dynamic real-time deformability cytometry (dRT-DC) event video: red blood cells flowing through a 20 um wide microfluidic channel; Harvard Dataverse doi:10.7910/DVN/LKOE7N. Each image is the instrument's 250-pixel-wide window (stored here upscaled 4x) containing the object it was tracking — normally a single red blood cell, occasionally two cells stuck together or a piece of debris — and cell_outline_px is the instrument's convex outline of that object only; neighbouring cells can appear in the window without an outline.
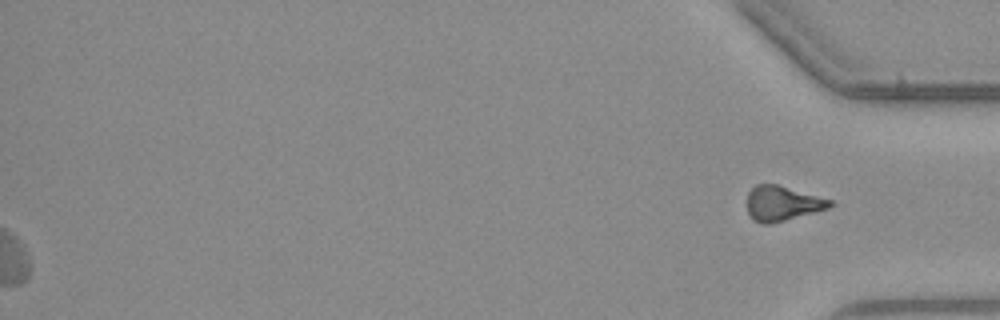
{"species": "common noctule bat (a hibernating species)", "species_latin": "Nyctalus noctula", "temperature_condition": "warm", "stored_images_in_passage": 45, "segment_of_instrument_passage": [2, 2], "camera_frame_rate_fps": 3000, "um_per_image_px": 0.085, "animal": {"sex": "male", "body_mass_g": 23.1, "forearm_length_mm": 52.7}, "frame": {"image": 1, "passage_image": 45, "time_ms": 14.667, "image_size_px": [1000, 320], "cell_outline_px": [[836, 204], [828, 208], [772, 224], [760, 224], [752, 220], [744, 204], [748, 192], [756, 184], [776, 184], [832, 200]], "centroid_in_image_um": [66.43, 17.3], "position_along_channel_um": 368.8, "area_um2": 17.11}}